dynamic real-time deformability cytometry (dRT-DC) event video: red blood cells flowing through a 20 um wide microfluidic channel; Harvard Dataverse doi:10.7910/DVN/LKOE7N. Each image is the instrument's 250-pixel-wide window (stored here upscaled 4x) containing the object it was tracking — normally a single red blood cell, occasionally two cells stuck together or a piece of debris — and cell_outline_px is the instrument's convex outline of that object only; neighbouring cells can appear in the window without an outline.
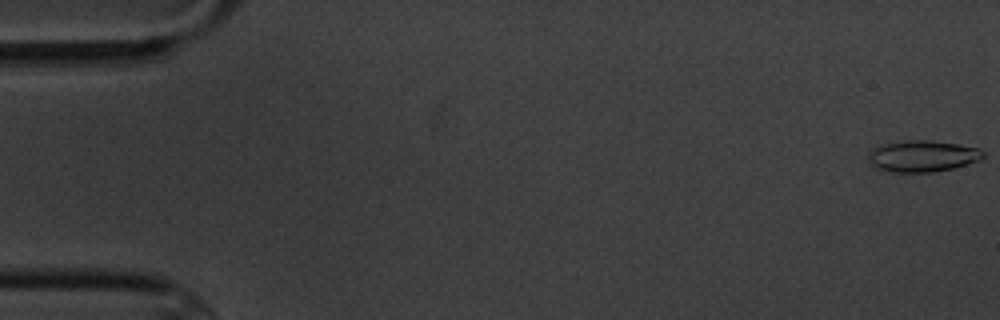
{"species": "common noctule bat (a hibernating species)", "species_latin": "Nyctalus noctula", "temperature_condition": "cold", "stored_images_in_passage": 6, "camera_frame_rate_fps": 3000, "um_per_image_px": 0.085, "animal": {"sex": "male", "body_mass_g": 20.1, "forearm_length_mm": 53.5}, "frame": {"image": 1, "passage_image": 1, "time_ms": 0.0, "image_size_px": [1000, 320], "cell_outline_px": [[984, 156], [980, 160], [968, 164], [936, 172], [888, 172], [876, 168], [868, 164], [868, 152], [872, 148], [880, 144], [904, 140], [932, 140], [980, 148], [984, 152]], "centroid_in_image_um": [78.36, 13.27], "position_along_channel_um": 6.6, "area_um2": 21.44}}